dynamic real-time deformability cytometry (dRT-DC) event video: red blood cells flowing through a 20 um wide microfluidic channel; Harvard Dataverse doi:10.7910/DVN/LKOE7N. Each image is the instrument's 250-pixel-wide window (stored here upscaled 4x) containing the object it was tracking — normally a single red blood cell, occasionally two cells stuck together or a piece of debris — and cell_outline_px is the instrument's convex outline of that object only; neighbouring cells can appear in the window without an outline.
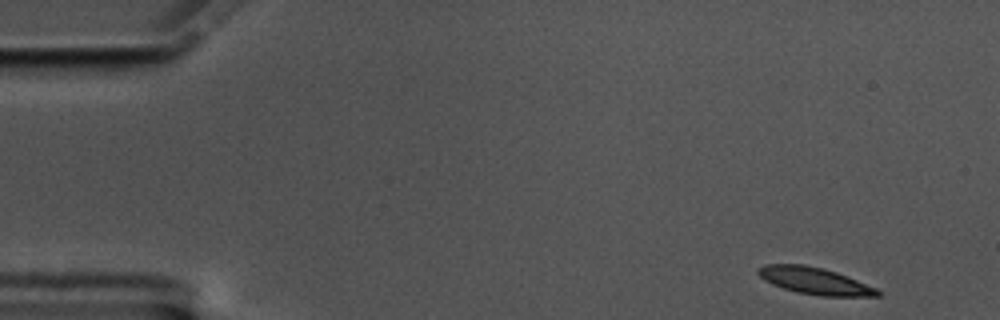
{"species": "common noctule bat (a hibernating species)", "species_latin": "Nyctalus noctula", "temperature_condition": "cold", "stored_images_in_passage": 55, "camera_frame_rate_fps": 3000, "um_per_image_px": 0.085, "animal": {"sex": "male", "body_mass_g": 17.5, "forearm_length_mm": 52.3}, "frame": {"image": 1, "passage_image": 1, "time_ms": 0.0, "image_size_px": [1000, 320], "cell_outline_px": [[884, 292], [880, 296], [820, 296], [796, 292], [772, 284], [764, 280], [756, 272], [756, 268], [764, 264], [804, 264], [824, 268], [836, 272], [876, 288]], "centroid_in_image_um": [69.23, 23.87], "position_along_channel_um": 15.8, "area_um2": 18.79}}
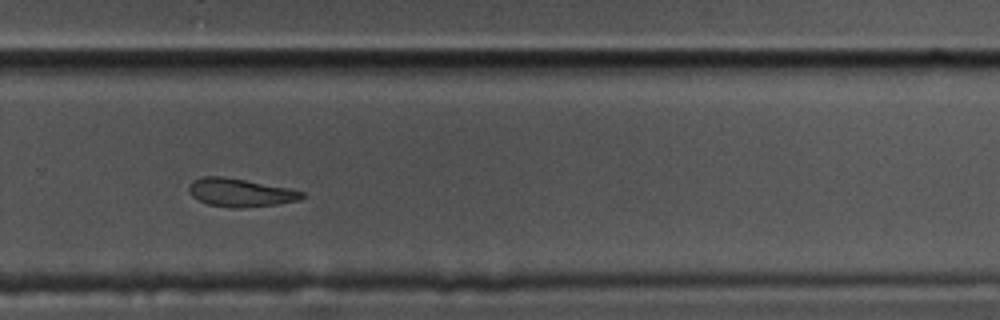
{"frame": {"image": 2, "passage_image": 36, "time_ms": 11.667, "image_size_px": [1000, 320], "cell_outline_px": [[304, 196], [300, 200], [276, 204], [240, 208], [228, 208], [208, 204], [192, 196], [188, 188], [192, 180], [204, 176], [224, 176], [288, 188], [304, 192]], "centroid_in_image_um": [20.41, 16.37], "position_along_channel_um": 309.4, "area_um2": 18.5}}
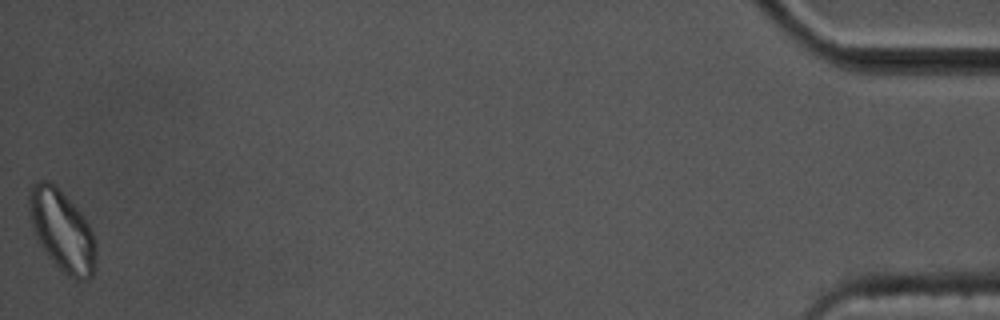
{"frame": {"image": 3, "passage_image": 55, "time_ms": 18.0, "image_size_px": [1000, 320], "cell_outline_px": [[96, 268], [92, 276], [88, 280], [76, 280], [68, 276], [56, 264], [40, 244], [36, 236], [32, 224], [28, 208], [28, 196], [32, 184], [36, 180], [48, 180], [56, 184], [84, 216], [92, 228], [96, 240]], "centroid_in_image_um": [5.31, 19.58], "position_along_channel_um": 429.9, "area_um2": 31.91}, "authors_computed_cell_mechanics": {"area_um2": 19.363, "velocity_mm_per_s": 3.4214, "shape_relaxation_time_tau1_ms": 7.4887, "shape_relaxation_time_tau2_ms": 5.3489, "deformation_change_tau1": 0.1502, "deformation_change_tau2": 0.102}}